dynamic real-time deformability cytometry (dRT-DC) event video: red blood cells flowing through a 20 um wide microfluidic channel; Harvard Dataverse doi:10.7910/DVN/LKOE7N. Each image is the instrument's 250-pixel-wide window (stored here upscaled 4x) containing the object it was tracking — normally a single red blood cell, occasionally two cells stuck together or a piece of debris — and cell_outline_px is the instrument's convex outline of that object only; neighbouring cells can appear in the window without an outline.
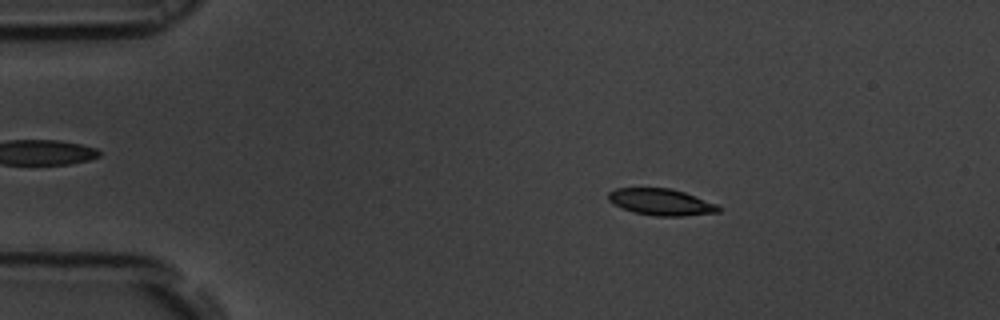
{"species": "common noctule bat (a hibernating species)", "species_latin": "Nyctalus noctula", "temperature_condition": "room temperature", "stored_images_in_passage": 54, "camera_frame_rate_fps": 3000, "um_per_image_px": 0.085, "animal": {"sex": "male", "body_mass_g": 19.5, "forearm_length_mm": 54.6}, "frame": {"image": 1, "passage_image": 9, "time_ms": 2.667, "image_size_px": [1000, 320], "cell_outline_px": [[720, 212], [684, 216], [652, 216], [632, 212], [612, 204], [608, 200], [608, 192], [616, 188], [668, 188], [684, 192], [716, 204], [720, 208]], "centroid_in_image_um": [56.15, 17.18], "position_along_channel_um": 28.9, "area_um2": 17.11}}
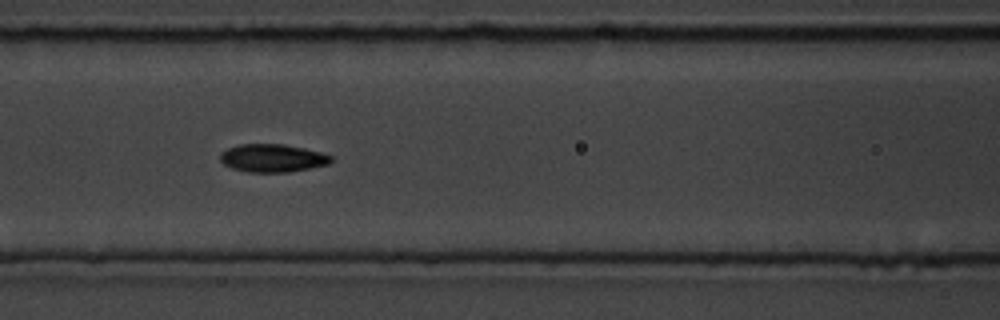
{"frame": {"image": 2, "passage_image": 23, "time_ms": 7.333, "image_size_px": [1000, 320], "cell_outline_px": [[332, 160], [328, 164], [288, 172], [248, 172], [232, 168], [224, 164], [220, 160], [220, 152], [228, 148], [240, 144], [284, 144], [304, 148], [320, 152], [332, 156]], "centroid_in_image_um": [23.14, 13.43], "position_along_channel_um": 143.5, "area_um2": 17.98}}
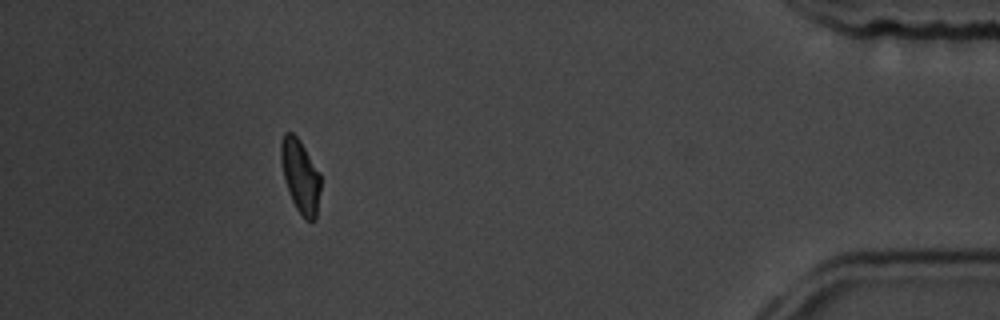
{"frame": {"image": 3, "passage_image": 49, "time_ms": 16.0, "image_size_px": [1000, 320], "cell_outline_px": [[320, 188], [316, 220], [304, 220], [296, 208], [292, 200], [284, 180], [280, 160], [280, 144], [284, 132], [292, 132], [300, 140], [320, 172]], "centroid_in_image_um": [25.52, 14.96], "position_along_channel_um": 409.7, "area_um2": 17.11}, "authors_computed_cell_mechanics": {"area_um2": 17.5712, "velocity_mm_per_s": 3.7188, "shape_relaxation_time_tau1_ms": 2.3442, "shape_relaxation_time_tau2_ms": 2.855, "deformation_change_tau1": 0.1248, "deformation_change_tau2": 0.0683}}